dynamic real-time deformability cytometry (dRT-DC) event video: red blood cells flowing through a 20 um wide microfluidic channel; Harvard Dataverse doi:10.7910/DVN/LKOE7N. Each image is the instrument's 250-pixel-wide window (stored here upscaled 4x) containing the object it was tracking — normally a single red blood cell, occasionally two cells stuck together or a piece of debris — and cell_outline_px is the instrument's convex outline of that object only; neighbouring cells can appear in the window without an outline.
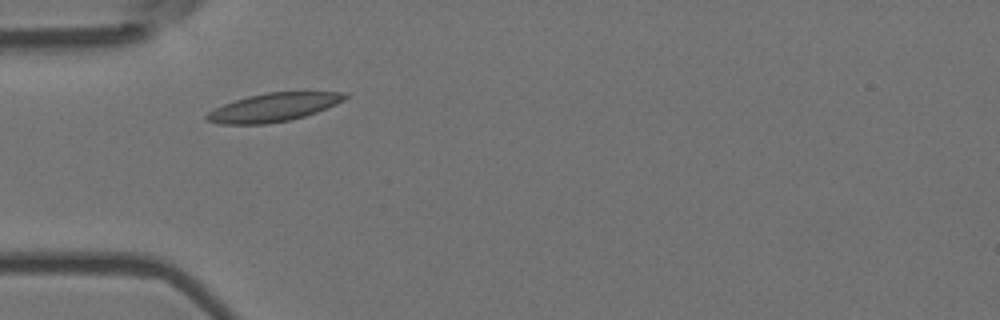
{"species": "Egyptian fruit bat (a non-hibernating species)", "species_latin": "Rousettus aegyptiacus", "temperature_condition": "room temperature", "stored_images_in_passage": 40, "camera_frame_rate_fps": 3000, "um_per_image_px": 0.085, "animal": {"sex": "female"}, "frame": {"image": 1, "passage_image": 1, "time_ms": 0.0, "image_size_px": [1000, 320], "cell_outline_px": [[352, 96], [328, 108], [304, 116], [288, 120], [264, 124], [220, 124], [204, 120], [204, 116], [208, 112], [224, 104], [248, 96], [268, 92], [348, 92]], "centroid_in_image_um": [23.28, 9.12], "position_along_channel_um": 61.7, "area_um2": 22.83}}
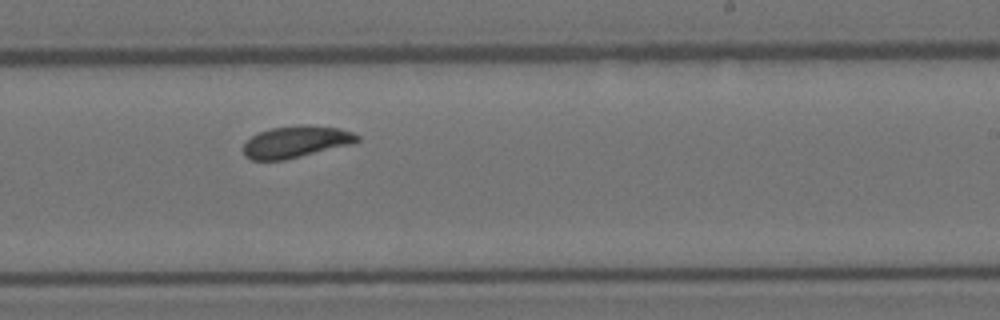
{"frame": {"image": 2, "passage_image": 18, "time_ms": 5.667, "image_size_px": [1000, 320], "cell_outline_px": [[360, 140], [352, 144], [284, 160], [252, 160], [244, 156], [244, 144], [252, 136], [268, 128], [300, 124], [308, 124], [340, 128], [352, 132], [360, 136]], "centroid_in_image_um": [25.18, 12.04], "position_along_channel_um": 263.8, "area_um2": 21.21}}
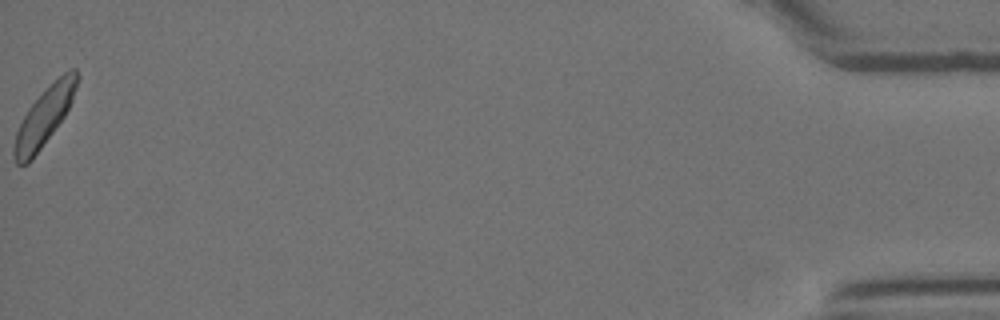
{"frame": {"image": 3, "passage_image": 40, "time_ms": 13.0, "image_size_px": [1000, 320], "cell_outline_px": [[80, 76], [72, 100], [64, 116], [32, 160], [28, 164], [16, 164], [12, 156], [12, 148], [16, 132], [28, 108], [64, 72], [72, 68], [76, 68]], "centroid_in_image_um": [3.75, 9.96], "position_along_channel_um": 431.5, "area_um2": 20.81}, "authors_computed_cell_mechanics": {"area_um2": 20.808, "velocity_mm_per_s": 3.6177, "shape_relaxation_time_tau1_ms": 3.2756, "shape_relaxation_time_tau2_ms": 3.7931, "deformation_change_tau1": 0.1015, "deformation_change_tau2": 0.0878}}